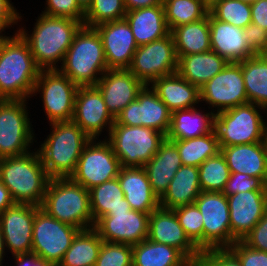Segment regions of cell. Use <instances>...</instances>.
<instances>
[{
	"instance_id": "cell-29",
	"label": "cell",
	"mask_w": 267,
	"mask_h": 266,
	"mask_svg": "<svg viewBox=\"0 0 267 266\" xmlns=\"http://www.w3.org/2000/svg\"><path fill=\"white\" fill-rule=\"evenodd\" d=\"M129 23L138 46L162 39L170 34L163 5L127 11Z\"/></svg>"
},
{
	"instance_id": "cell-61",
	"label": "cell",
	"mask_w": 267,
	"mask_h": 266,
	"mask_svg": "<svg viewBox=\"0 0 267 266\" xmlns=\"http://www.w3.org/2000/svg\"><path fill=\"white\" fill-rule=\"evenodd\" d=\"M241 1L251 4V3H253L255 1H257V0H241Z\"/></svg>"
},
{
	"instance_id": "cell-18",
	"label": "cell",
	"mask_w": 267,
	"mask_h": 266,
	"mask_svg": "<svg viewBox=\"0 0 267 266\" xmlns=\"http://www.w3.org/2000/svg\"><path fill=\"white\" fill-rule=\"evenodd\" d=\"M72 121L91 139H99L104 129L109 134L115 118L108 111L96 86H79Z\"/></svg>"
},
{
	"instance_id": "cell-40",
	"label": "cell",
	"mask_w": 267,
	"mask_h": 266,
	"mask_svg": "<svg viewBox=\"0 0 267 266\" xmlns=\"http://www.w3.org/2000/svg\"><path fill=\"white\" fill-rule=\"evenodd\" d=\"M198 168L201 191H224L231 172L221 152L206 159Z\"/></svg>"
},
{
	"instance_id": "cell-20",
	"label": "cell",
	"mask_w": 267,
	"mask_h": 266,
	"mask_svg": "<svg viewBox=\"0 0 267 266\" xmlns=\"http://www.w3.org/2000/svg\"><path fill=\"white\" fill-rule=\"evenodd\" d=\"M232 245L242 240L267 211V190H251L227 196Z\"/></svg>"
},
{
	"instance_id": "cell-55",
	"label": "cell",
	"mask_w": 267,
	"mask_h": 266,
	"mask_svg": "<svg viewBox=\"0 0 267 266\" xmlns=\"http://www.w3.org/2000/svg\"><path fill=\"white\" fill-rule=\"evenodd\" d=\"M13 204L14 201L11 198L8 188L0 180V214H2L5 209Z\"/></svg>"
},
{
	"instance_id": "cell-33",
	"label": "cell",
	"mask_w": 267,
	"mask_h": 266,
	"mask_svg": "<svg viewBox=\"0 0 267 266\" xmlns=\"http://www.w3.org/2000/svg\"><path fill=\"white\" fill-rule=\"evenodd\" d=\"M190 263L177 248L147 238L132 246V266H188Z\"/></svg>"
},
{
	"instance_id": "cell-44",
	"label": "cell",
	"mask_w": 267,
	"mask_h": 266,
	"mask_svg": "<svg viewBox=\"0 0 267 266\" xmlns=\"http://www.w3.org/2000/svg\"><path fill=\"white\" fill-rule=\"evenodd\" d=\"M95 266H132V245L103 241Z\"/></svg>"
},
{
	"instance_id": "cell-24",
	"label": "cell",
	"mask_w": 267,
	"mask_h": 266,
	"mask_svg": "<svg viewBox=\"0 0 267 266\" xmlns=\"http://www.w3.org/2000/svg\"><path fill=\"white\" fill-rule=\"evenodd\" d=\"M211 50L228 62H241L255 53L250 49L242 28L215 19L210 13Z\"/></svg>"
},
{
	"instance_id": "cell-47",
	"label": "cell",
	"mask_w": 267,
	"mask_h": 266,
	"mask_svg": "<svg viewBox=\"0 0 267 266\" xmlns=\"http://www.w3.org/2000/svg\"><path fill=\"white\" fill-rule=\"evenodd\" d=\"M242 266H267V252L247 246L242 240L236 241L228 248Z\"/></svg>"
},
{
	"instance_id": "cell-13",
	"label": "cell",
	"mask_w": 267,
	"mask_h": 266,
	"mask_svg": "<svg viewBox=\"0 0 267 266\" xmlns=\"http://www.w3.org/2000/svg\"><path fill=\"white\" fill-rule=\"evenodd\" d=\"M79 231L54 219L40 208L34 219L32 253L58 266Z\"/></svg>"
},
{
	"instance_id": "cell-11",
	"label": "cell",
	"mask_w": 267,
	"mask_h": 266,
	"mask_svg": "<svg viewBox=\"0 0 267 266\" xmlns=\"http://www.w3.org/2000/svg\"><path fill=\"white\" fill-rule=\"evenodd\" d=\"M121 165L110 143L103 138L91 139L79 157L75 172L70 178L85 189L118 177Z\"/></svg>"
},
{
	"instance_id": "cell-32",
	"label": "cell",
	"mask_w": 267,
	"mask_h": 266,
	"mask_svg": "<svg viewBox=\"0 0 267 266\" xmlns=\"http://www.w3.org/2000/svg\"><path fill=\"white\" fill-rule=\"evenodd\" d=\"M201 192L199 168L182 165L169 183L168 190L160 198V207L173 210L193 204Z\"/></svg>"
},
{
	"instance_id": "cell-51",
	"label": "cell",
	"mask_w": 267,
	"mask_h": 266,
	"mask_svg": "<svg viewBox=\"0 0 267 266\" xmlns=\"http://www.w3.org/2000/svg\"><path fill=\"white\" fill-rule=\"evenodd\" d=\"M243 31L250 49L255 54H261L267 46V30L250 23Z\"/></svg>"
},
{
	"instance_id": "cell-41",
	"label": "cell",
	"mask_w": 267,
	"mask_h": 266,
	"mask_svg": "<svg viewBox=\"0 0 267 266\" xmlns=\"http://www.w3.org/2000/svg\"><path fill=\"white\" fill-rule=\"evenodd\" d=\"M124 0H92L85 10L84 26L94 28L100 24L125 18Z\"/></svg>"
},
{
	"instance_id": "cell-39",
	"label": "cell",
	"mask_w": 267,
	"mask_h": 266,
	"mask_svg": "<svg viewBox=\"0 0 267 266\" xmlns=\"http://www.w3.org/2000/svg\"><path fill=\"white\" fill-rule=\"evenodd\" d=\"M163 6L170 32L175 27L199 21L209 13L201 0H163Z\"/></svg>"
},
{
	"instance_id": "cell-53",
	"label": "cell",
	"mask_w": 267,
	"mask_h": 266,
	"mask_svg": "<svg viewBox=\"0 0 267 266\" xmlns=\"http://www.w3.org/2000/svg\"><path fill=\"white\" fill-rule=\"evenodd\" d=\"M13 257L14 266H54L51 262L39 257L35 253L18 254Z\"/></svg>"
},
{
	"instance_id": "cell-59",
	"label": "cell",
	"mask_w": 267,
	"mask_h": 266,
	"mask_svg": "<svg viewBox=\"0 0 267 266\" xmlns=\"http://www.w3.org/2000/svg\"><path fill=\"white\" fill-rule=\"evenodd\" d=\"M188 266H205L201 261L191 262Z\"/></svg>"
},
{
	"instance_id": "cell-27",
	"label": "cell",
	"mask_w": 267,
	"mask_h": 266,
	"mask_svg": "<svg viewBox=\"0 0 267 266\" xmlns=\"http://www.w3.org/2000/svg\"><path fill=\"white\" fill-rule=\"evenodd\" d=\"M181 166L182 161L177 146L165 139L155 155L144 165L153 192L159 199L168 190L169 183Z\"/></svg>"
},
{
	"instance_id": "cell-26",
	"label": "cell",
	"mask_w": 267,
	"mask_h": 266,
	"mask_svg": "<svg viewBox=\"0 0 267 266\" xmlns=\"http://www.w3.org/2000/svg\"><path fill=\"white\" fill-rule=\"evenodd\" d=\"M231 173L259 177L267 184V142L220 147Z\"/></svg>"
},
{
	"instance_id": "cell-54",
	"label": "cell",
	"mask_w": 267,
	"mask_h": 266,
	"mask_svg": "<svg viewBox=\"0 0 267 266\" xmlns=\"http://www.w3.org/2000/svg\"><path fill=\"white\" fill-rule=\"evenodd\" d=\"M127 11L136 10L145 7L163 5V0H124Z\"/></svg>"
},
{
	"instance_id": "cell-5",
	"label": "cell",
	"mask_w": 267,
	"mask_h": 266,
	"mask_svg": "<svg viewBox=\"0 0 267 266\" xmlns=\"http://www.w3.org/2000/svg\"><path fill=\"white\" fill-rule=\"evenodd\" d=\"M58 70L78 86H95L108 70L100 34L82 26L75 34Z\"/></svg>"
},
{
	"instance_id": "cell-16",
	"label": "cell",
	"mask_w": 267,
	"mask_h": 266,
	"mask_svg": "<svg viewBox=\"0 0 267 266\" xmlns=\"http://www.w3.org/2000/svg\"><path fill=\"white\" fill-rule=\"evenodd\" d=\"M171 113L151 86L144 85L137 98L116 116L114 124L143 126L166 136L170 128Z\"/></svg>"
},
{
	"instance_id": "cell-12",
	"label": "cell",
	"mask_w": 267,
	"mask_h": 266,
	"mask_svg": "<svg viewBox=\"0 0 267 266\" xmlns=\"http://www.w3.org/2000/svg\"><path fill=\"white\" fill-rule=\"evenodd\" d=\"M178 57L174 39L166 37L138 46L128 70L144 85L177 72Z\"/></svg>"
},
{
	"instance_id": "cell-45",
	"label": "cell",
	"mask_w": 267,
	"mask_h": 266,
	"mask_svg": "<svg viewBox=\"0 0 267 266\" xmlns=\"http://www.w3.org/2000/svg\"><path fill=\"white\" fill-rule=\"evenodd\" d=\"M42 14L53 17H67L84 23L85 11L76 0H45Z\"/></svg>"
},
{
	"instance_id": "cell-15",
	"label": "cell",
	"mask_w": 267,
	"mask_h": 266,
	"mask_svg": "<svg viewBox=\"0 0 267 266\" xmlns=\"http://www.w3.org/2000/svg\"><path fill=\"white\" fill-rule=\"evenodd\" d=\"M203 216V252L232 245L227 196L223 192L202 191L195 199Z\"/></svg>"
},
{
	"instance_id": "cell-52",
	"label": "cell",
	"mask_w": 267,
	"mask_h": 266,
	"mask_svg": "<svg viewBox=\"0 0 267 266\" xmlns=\"http://www.w3.org/2000/svg\"><path fill=\"white\" fill-rule=\"evenodd\" d=\"M251 23L267 30V0L251 3Z\"/></svg>"
},
{
	"instance_id": "cell-10",
	"label": "cell",
	"mask_w": 267,
	"mask_h": 266,
	"mask_svg": "<svg viewBox=\"0 0 267 266\" xmlns=\"http://www.w3.org/2000/svg\"><path fill=\"white\" fill-rule=\"evenodd\" d=\"M78 88L58 69L40 70L31 98L41 95L48 124L71 121Z\"/></svg>"
},
{
	"instance_id": "cell-6",
	"label": "cell",
	"mask_w": 267,
	"mask_h": 266,
	"mask_svg": "<svg viewBox=\"0 0 267 266\" xmlns=\"http://www.w3.org/2000/svg\"><path fill=\"white\" fill-rule=\"evenodd\" d=\"M41 209L80 231L93 228L89 190L70 177L51 178Z\"/></svg>"
},
{
	"instance_id": "cell-25",
	"label": "cell",
	"mask_w": 267,
	"mask_h": 266,
	"mask_svg": "<svg viewBox=\"0 0 267 266\" xmlns=\"http://www.w3.org/2000/svg\"><path fill=\"white\" fill-rule=\"evenodd\" d=\"M117 178L132 210L151 214L160 207L144 167H121Z\"/></svg>"
},
{
	"instance_id": "cell-56",
	"label": "cell",
	"mask_w": 267,
	"mask_h": 266,
	"mask_svg": "<svg viewBox=\"0 0 267 266\" xmlns=\"http://www.w3.org/2000/svg\"><path fill=\"white\" fill-rule=\"evenodd\" d=\"M6 249H5V244H4V238L2 234V228L0 224V266H4L3 261L5 262V256H6Z\"/></svg>"
},
{
	"instance_id": "cell-22",
	"label": "cell",
	"mask_w": 267,
	"mask_h": 266,
	"mask_svg": "<svg viewBox=\"0 0 267 266\" xmlns=\"http://www.w3.org/2000/svg\"><path fill=\"white\" fill-rule=\"evenodd\" d=\"M102 39L108 69H128L138 45L126 19L94 27Z\"/></svg>"
},
{
	"instance_id": "cell-38",
	"label": "cell",
	"mask_w": 267,
	"mask_h": 266,
	"mask_svg": "<svg viewBox=\"0 0 267 266\" xmlns=\"http://www.w3.org/2000/svg\"><path fill=\"white\" fill-rule=\"evenodd\" d=\"M171 141L177 146L182 165L199 167L206 159L221 152L215 129L200 137Z\"/></svg>"
},
{
	"instance_id": "cell-1",
	"label": "cell",
	"mask_w": 267,
	"mask_h": 266,
	"mask_svg": "<svg viewBox=\"0 0 267 266\" xmlns=\"http://www.w3.org/2000/svg\"><path fill=\"white\" fill-rule=\"evenodd\" d=\"M35 20L33 31L28 32L26 26L22 27L21 24V27L17 26L18 33L28 43L34 61L41 70L58 69L83 23L42 13Z\"/></svg>"
},
{
	"instance_id": "cell-43",
	"label": "cell",
	"mask_w": 267,
	"mask_h": 266,
	"mask_svg": "<svg viewBox=\"0 0 267 266\" xmlns=\"http://www.w3.org/2000/svg\"><path fill=\"white\" fill-rule=\"evenodd\" d=\"M188 238L203 252V216L195 203L173 209Z\"/></svg>"
},
{
	"instance_id": "cell-50",
	"label": "cell",
	"mask_w": 267,
	"mask_h": 266,
	"mask_svg": "<svg viewBox=\"0 0 267 266\" xmlns=\"http://www.w3.org/2000/svg\"><path fill=\"white\" fill-rule=\"evenodd\" d=\"M11 0H0V35H6L5 30L14 25H19L23 17ZM4 32V33H3Z\"/></svg>"
},
{
	"instance_id": "cell-8",
	"label": "cell",
	"mask_w": 267,
	"mask_h": 266,
	"mask_svg": "<svg viewBox=\"0 0 267 266\" xmlns=\"http://www.w3.org/2000/svg\"><path fill=\"white\" fill-rule=\"evenodd\" d=\"M121 167H144L158 151L166 136L151 128L113 124L104 135Z\"/></svg>"
},
{
	"instance_id": "cell-14",
	"label": "cell",
	"mask_w": 267,
	"mask_h": 266,
	"mask_svg": "<svg viewBox=\"0 0 267 266\" xmlns=\"http://www.w3.org/2000/svg\"><path fill=\"white\" fill-rule=\"evenodd\" d=\"M199 91L200 103L209 105L208 109L214 114L249 103L240 62H229Z\"/></svg>"
},
{
	"instance_id": "cell-49",
	"label": "cell",
	"mask_w": 267,
	"mask_h": 266,
	"mask_svg": "<svg viewBox=\"0 0 267 266\" xmlns=\"http://www.w3.org/2000/svg\"><path fill=\"white\" fill-rule=\"evenodd\" d=\"M242 241L253 249L267 252V211Z\"/></svg>"
},
{
	"instance_id": "cell-57",
	"label": "cell",
	"mask_w": 267,
	"mask_h": 266,
	"mask_svg": "<svg viewBox=\"0 0 267 266\" xmlns=\"http://www.w3.org/2000/svg\"><path fill=\"white\" fill-rule=\"evenodd\" d=\"M222 0H201L202 4L208 9H212L217 3Z\"/></svg>"
},
{
	"instance_id": "cell-37",
	"label": "cell",
	"mask_w": 267,
	"mask_h": 266,
	"mask_svg": "<svg viewBox=\"0 0 267 266\" xmlns=\"http://www.w3.org/2000/svg\"><path fill=\"white\" fill-rule=\"evenodd\" d=\"M102 243L94 228L79 231L58 266H95Z\"/></svg>"
},
{
	"instance_id": "cell-31",
	"label": "cell",
	"mask_w": 267,
	"mask_h": 266,
	"mask_svg": "<svg viewBox=\"0 0 267 266\" xmlns=\"http://www.w3.org/2000/svg\"><path fill=\"white\" fill-rule=\"evenodd\" d=\"M229 62L214 51L178 58L177 73L198 88L221 72Z\"/></svg>"
},
{
	"instance_id": "cell-3",
	"label": "cell",
	"mask_w": 267,
	"mask_h": 266,
	"mask_svg": "<svg viewBox=\"0 0 267 266\" xmlns=\"http://www.w3.org/2000/svg\"><path fill=\"white\" fill-rule=\"evenodd\" d=\"M50 134L36 148L51 178L70 177L91 138L72 120L50 123Z\"/></svg>"
},
{
	"instance_id": "cell-17",
	"label": "cell",
	"mask_w": 267,
	"mask_h": 266,
	"mask_svg": "<svg viewBox=\"0 0 267 266\" xmlns=\"http://www.w3.org/2000/svg\"><path fill=\"white\" fill-rule=\"evenodd\" d=\"M149 215L137 210L110 211L94 229L105 242L135 245L148 237Z\"/></svg>"
},
{
	"instance_id": "cell-42",
	"label": "cell",
	"mask_w": 267,
	"mask_h": 266,
	"mask_svg": "<svg viewBox=\"0 0 267 266\" xmlns=\"http://www.w3.org/2000/svg\"><path fill=\"white\" fill-rule=\"evenodd\" d=\"M209 13L217 20L244 29L251 23V4L241 0H222Z\"/></svg>"
},
{
	"instance_id": "cell-23",
	"label": "cell",
	"mask_w": 267,
	"mask_h": 266,
	"mask_svg": "<svg viewBox=\"0 0 267 266\" xmlns=\"http://www.w3.org/2000/svg\"><path fill=\"white\" fill-rule=\"evenodd\" d=\"M110 114L116 116L137 98L144 84L128 69H108L95 85Z\"/></svg>"
},
{
	"instance_id": "cell-21",
	"label": "cell",
	"mask_w": 267,
	"mask_h": 266,
	"mask_svg": "<svg viewBox=\"0 0 267 266\" xmlns=\"http://www.w3.org/2000/svg\"><path fill=\"white\" fill-rule=\"evenodd\" d=\"M147 239L177 248L191 262L201 259L202 252L188 238L172 209L159 207L149 215Z\"/></svg>"
},
{
	"instance_id": "cell-28",
	"label": "cell",
	"mask_w": 267,
	"mask_h": 266,
	"mask_svg": "<svg viewBox=\"0 0 267 266\" xmlns=\"http://www.w3.org/2000/svg\"><path fill=\"white\" fill-rule=\"evenodd\" d=\"M150 86L171 112L201 104L199 88L186 81L177 72L158 78Z\"/></svg>"
},
{
	"instance_id": "cell-60",
	"label": "cell",
	"mask_w": 267,
	"mask_h": 266,
	"mask_svg": "<svg viewBox=\"0 0 267 266\" xmlns=\"http://www.w3.org/2000/svg\"><path fill=\"white\" fill-rule=\"evenodd\" d=\"M261 55H263L267 59V46L265 50L261 53Z\"/></svg>"
},
{
	"instance_id": "cell-30",
	"label": "cell",
	"mask_w": 267,
	"mask_h": 266,
	"mask_svg": "<svg viewBox=\"0 0 267 266\" xmlns=\"http://www.w3.org/2000/svg\"><path fill=\"white\" fill-rule=\"evenodd\" d=\"M199 107L173 111L166 139L186 140L211 133L215 127V114Z\"/></svg>"
},
{
	"instance_id": "cell-48",
	"label": "cell",
	"mask_w": 267,
	"mask_h": 266,
	"mask_svg": "<svg viewBox=\"0 0 267 266\" xmlns=\"http://www.w3.org/2000/svg\"><path fill=\"white\" fill-rule=\"evenodd\" d=\"M200 261L205 266H242L238 258L228 248L204 251Z\"/></svg>"
},
{
	"instance_id": "cell-4",
	"label": "cell",
	"mask_w": 267,
	"mask_h": 266,
	"mask_svg": "<svg viewBox=\"0 0 267 266\" xmlns=\"http://www.w3.org/2000/svg\"><path fill=\"white\" fill-rule=\"evenodd\" d=\"M0 180L14 203L41 207L51 177L35 148L21 156L0 158Z\"/></svg>"
},
{
	"instance_id": "cell-19",
	"label": "cell",
	"mask_w": 267,
	"mask_h": 266,
	"mask_svg": "<svg viewBox=\"0 0 267 266\" xmlns=\"http://www.w3.org/2000/svg\"><path fill=\"white\" fill-rule=\"evenodd\" d=\"M41 207L14 203L0 214L6 252L12 256L32 252L33 225Z\"/></svg>"
},
{
	"instance_id": "cell-34",
	"label": "cell",
	"mask_w": 267,
	"mask_h": 266,
	"mask_svg": "<svg viewBox=\"0 0 267 266\" xmlns=\"http://www.w3.org/2000/svg\"><path fill=\"white\" fill-rule=\"evenodd\" d=\"M170 33L178 58L211 51L208 15L199 21L175 27Z\"/></svg>"
},
{
	"instance_id": "cell-2",
	"label": "cell",
	"mask_w": 267,
	"mask_h": 266,
	"mask_svg": "<svg viewBox=\"0 0 267 266\" xmlns=\"http://www.w3.org/2000/svg\"><path fill=\"white\" fill-rule=\"evenodd\" d=\"M0 36V100H30L40 68L18 30Z\"/></svg>"
},
{
	"instance_id": "cell-46",
	"label": "cell",
	"mask_w": 267,
	"mask_h": 266,
	"mask_svg": "<svg viewBox=\"0 0 267 266\" xmlns=\"http://www.w3.org/2000/svg\"><path fill=\"white\" fill-rule=\"evenodd\" d=\"M251 190H267V184L259 177H250L245 173H231L223 193L229 196Z\"/></svg>"
},
{
	"instance_id": "cell-7",
	"label": "cell",
	"mask_w": 267,
	"mask_h": 266,
	"mask_svg": "<svg viewBox=\"0 0 267 266\" xmlns=\"http://www.w3.org/2000/svg\"><path fill=\"white\" fill-rule=\"evenodd\" d=\"M265 117L267 118V110L253 103L239 105L215 114L214 129L220 147L266 141Z\"/></svg>"
},
{
	"instance_id": "cell-9",
	"label": "cell",
	"mask_w": 267,
	"mask_h": 266,
	"mask_svg": "<svg viewBox=\"0 0 267 266\" xmlns=\"http://www.w3.org/2000/svg\"><path fill=\"white\" fill-rule=\"evenodd\" d=\"M27 101L0 100V158L29 153L37 142Z\"/></svg>"
},
{
	"instance_id": "cell-36",
	"label": "cell",
	"mask_w": 267,
	"mask_h": 266,
	"mask_svg": "<svg viewBox=\"0 0 267 266\" xmlns=\"http://www.w3.org/2000/svg\"><path fill=\"white\" fill-rule=\"evenodd\" d=\"M240 63L248 102L267 110V59L255 54Z\"/></svg>"
},
{
	"instance_id": "cell-35",
	"label": "cell",
	"mask_w": 267,
	"mask_h": 266,
	"mask_svg": "<svg viewBox=\"0 0 267 266\" xmlns=\"http://www.w3.org/2000/svg\"><path fill=\"white\" fill-rule=\"evenodd\" d=\"M90 209L93 216V228L95 223L110 211L132 210L130 204L124 198L118 178L105 181L89 190Z\"/></svg>"
},
{
	"instance_id": "cell-62",
	"label": "cell",
	"mask_w": 267,
	"mask_h": 266,
	"mask_svg": "<svg viewBox=\"0 0 267 266\" xmlns=\"http://www.w3.org/2000/svg\"><path fill=\"white\" fill-rule=\"evenodd\" d=\"M266 142H267V126H266Z\"/></svg>"
},
{
	"instance_id": "cell-58",
	"label": "cell",
	"mask_w": 267,
	"mask_h": 266,
	"mask_svg": "<svg viewBox=\"0 0 267 266\" xmlns=\"http://www.w3.org/2000/svg\"><path fill=\"white\" fill-rule=\"evenodd\" d=\"M92 0H76L79 6L85 11L88 6L91 4Z\"/></svg>"
}]
</instances>
